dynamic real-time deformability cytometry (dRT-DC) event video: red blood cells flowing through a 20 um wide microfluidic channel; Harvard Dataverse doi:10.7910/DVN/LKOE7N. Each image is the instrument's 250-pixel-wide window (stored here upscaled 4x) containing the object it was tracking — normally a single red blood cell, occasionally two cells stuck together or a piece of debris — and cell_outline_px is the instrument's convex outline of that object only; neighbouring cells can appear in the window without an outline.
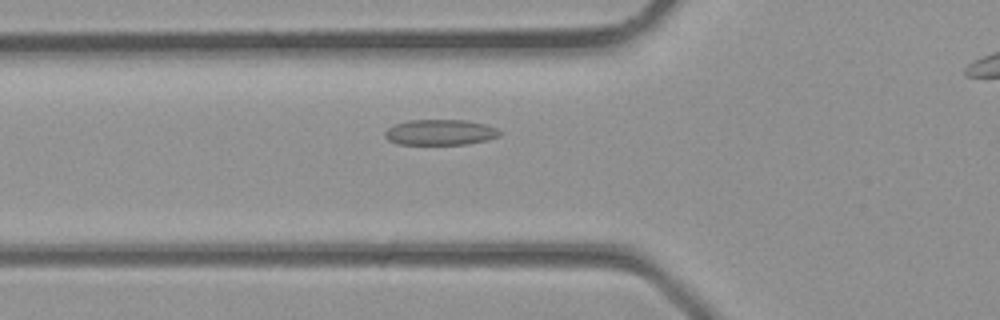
{"species": "common noctule bat (a hibernating species)", "species_latin": "Nyctalus noctula", "temperature_condition": "room temperature", "stored_images_in_passage": 6, "camera_frame_rate_fps": 3000, "um_per_image_px": 0.085, "animal": {"sex": "male", "body_mass_g": 23.1, "forearm_length_mm": 52.7}, "frame": {"image": 1, "passage_image": 5, "time_ms": 1.333, "image_size_px": [1000, 320], "cell_outline_px": [[500, 136], [488, 140], [468, 144], [396, 144], [388, 140], [384, 136], [384, 132], [388, 128], [396, 124], [412, 120], [464, 120], [484, 124], [496, 128], [500, 132]], "centroid_in_image_um": [37.41, 11.25], "position_along_channel_um": 88.4, "area_um2": 17.05}}